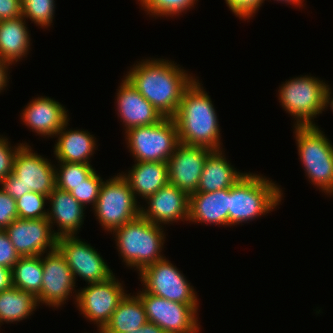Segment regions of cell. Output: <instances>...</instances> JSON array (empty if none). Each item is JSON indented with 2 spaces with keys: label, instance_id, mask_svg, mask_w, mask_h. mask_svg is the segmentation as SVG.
I'll return each mask as SVG.
<instances>
[{
  "label": "cell",
  "instance_id": "6da1fadb",
  "mask_svg": "<svg viewBox=\"0 0 333 333\" xmlns=\"http://www.w3.org/2000/svg\"><path fill=\"white\" fill-rule=\"evenodd\" d=\"M126 73L138 92L167 118L175 116L183 92L195 79L179 64L163 58L138 61Z\"/></svg>",
  "mask_w": 333,
  "mask_h": 333
},
{
  "label": "cell",
  "instance_id": "7a4b0ae2",
  "mask_svg": "<svg viewBox=\"0 0 333 333\" xmlns=\"http://www.w3.org/2000/svg\"><path fill=\"white\" fill-rule=\"evenodd\" d=\"M211 97L198 77L185 89L173 119L177 125L179 142L222 150L221 129ZM222 143V144H221Z\"/></svg>",
  "mask_w": 333,
  "mask_h": 333
},
{
  "label": "cell",
  "instance_id": "3957f363",
  "mask_svg": "<svg viewBox=\"0 0 333 333\" xmlns=\"http://www.w3.org/2000/svg\"><path fill=\"white\" fill-rule=\"evenodd\" d=\"M283 190L270 178L252 172L229 188V227L271 213L283 200Z\"/></svg>",
  "mask_w": 333,
  "mask_h": 333
},
{
  "label": "cell",
  "instance_id": "277c9868",
  "mask_svg": "<svg viewBox=\"0 0 333 333\" xmlns=\"http://www.w3.org/2000/svg\"><path fill=\"white\" fill-rule=\"evenodd\" d=\"M111 234L122 262L128 268H135L137 273L166 257L162 253L166 239L164 227L148 221L141 214Z\"/></svg>",
  "mask_w": 333,
  "mask_h": 333
},
{
  "label": "cell",
  "instance_id": "5b68a950",
  "mask_svg": "<svg viewBox=\"0 0 333 333\" xmlns=\"http://www.w3.org/2000/svg\"><path fill=\"white\" fill-rule=\"evenodd\" d=\"M299 160L309 182L333 196V144L317 125L294 126Z\"/></svg>",
  "mask_w": 333,
  "mask_h": 333
},
{
  "label": "cell",
  "instance_id": "8992f818",
  "mask_svg": "<svg viewBox=\"0 0 333 333\" xmlns=\"http://www.w3.org/2000/svg\"><path fill=\"white\" fill-rule=\"evenodd\" d=\"M35 153L29 144L17 151L12 173L0 182V187L15 200L27 192L49 196L56 188L55 164Z\"/></svg>",
  "mask_w": 333,
  "mask_h": 333
},
{
  "label": "cell",
  "instance_id": "52a82bcc",
  "mask_svg": "<svg viewBox=\"0 0 333 333\" xmlns=\"http://www.w3.org/2000/svg\"><path fill=\"white\" fill-rule=\"evenodd\" d=\"M328 86L326 81L311 75L293 77L281 84L278 100L294 119V126L316 125L314 119L325 111Z\"/></svg>",
  "mask_w": 333,
  "mask_h": 333
},
{
  "label": "cell",
  "instance_id": "ba28073f",
  "mask_svg": "<svg viewBox=\"0 0 333 333\" xmlns=\"http://www.w3.org/2000/svg\"><path fill=\"white\" fill-rule=\"evenodd\" d=\"M118 174L103 180L92 208L101 228L109 233L140 215V202L135 199L127 180Z\"/></svg>",
  "mask_w": 333,
  "mask_h": 333
},
{
  "label": "cell",
  "instance_id": "9c48e42d",
  "mask_svg": "<svg viewBox=\"0 0 333 333\" xmlns=\"http://www.w3.org/2000/svg\"><path fill=\"white\" fill-rule=\"evenodd\" d=\"M124 134L135 162L167 163L180 143L176 122L167 117L156 124L130 128Z\"/></svg>",
  "mask_w": 333,
  "mask_h": 333
},
{
  "label": "cell",
  "instance_id": "30bf717a",
  "mask_svg": "<svg viewBox=\"0 0 333 333\" xmlns=\"http://www.w3.org/2000/svg\"><path fill=\"white\" fill-rule=\"evenodd\" d=\"M140 281L146 293L183 304H199L193 285L168 258L145 267L140 273Z\"/></svg>",
  "mask_w": 333,
  "mask_h": 333
},
{
  "label": "cell",
  "instance_id": "8fae6325",
  "mask_svg": "<svg viewBox=\"0 0 333 333\" xmlns=\"http://www.w3.org/2000/svg\"><path fill=\"white\" fill-rule=\"evenodd\" d=\"M136 294L144 305L148 322L155 323L165 333H200L199 304L169 301L143 289Z\"/></svg>",
  "mask_w": 333,
  "mask_h": 333
},
{
  "label": "cell",
  "instance_id": "7c38bea8",
  "mask_svg": "<svg viewBox=\"0 0 333 333\" xmlns=\"http://www.w3.org/2000/svg\"><path fill=\"white\" fill-rule=\"evenodd\" d=\"M123 283L113 275L104 282L91 283L77 289L76 308L100 332L110 321L112 313L127 294Z\"/></svg>",
  "mask_w": 333,
  "mask_h": 333
},
{
  "label": "cell",
  "instance_id": "4fadbf2b",
  "mask_svg": "<svg viewBox=\"0 0 333 333\" xmlns=\"http://www.w3.org/2000/svg\"><path fill=\"white\" fill-rule=\"evenodd\" d=\"M41 262L43 277L41 292L36 297L38 305L45 304L49 308L59 309L71 296L75 299H73L75 303L77 298L76 282L60 250L55 248L42 254Z\"/></svg>",
  "mask_w": 333,
  "mask_h": 333
},
{
  "label": "cell",
  "instance_id": "5bb4252c",
  "mask_svg": "<svg viewBox=\"0 0 333 333\" xmlns=\"http://www.w3.org/2000/svg\"><path fill=\"white\" fill-rule=\"evenodd\" d=\"M57 248L64 255L75 282L78 276L91 284L104 282L114 275L95 247L82 241L77 235L59 237Z\"/></svg>",
  "mask_w": 333,
  "mask_h": 333
},
{
  "label": "cell",
  "instance_id": "9a60e30c",
  "mask_svg": "<svg viewBox=\"0 0 333 333\" xmlns=\"http://www.w3.org/2000/svg\"><path fill=\"white\" fill-rule=\"evenodd\" d=\"M5 231L20 257L41 256L57 248L58 237L47 218H16Z\"/></svg>",
  "mask_w": 333,
  "mask_h": 333
},
{
  "label": "cell",
  "instance_id": "2e32d148",
  "mask_svg": "<svg viewBox=\"0 0 333 333\" xmlns=\"http://www.w3.org/2000/svg\"><path fill=\"white\" fill-rule=\"evenodd\" d=\"M212 151L204 146L179 143L167 161L169 184L189 195L196 192L205 160Z\"/></svg>",
  "mask_w": 333,
  "mask_h": 333
},
{
  "label": "cell",
  "instance_id": "e0dca14e",
  "mask_svg": "<svg viewBox=\"0 0 333 333\" xmlns=\"http://www.w3.org/2000/svg\"><path fill=\"white\" fill-rule=\"evenodd\" d=\"M145 203L140 207V214L154 224L166 227V224L189 219L190 195L169 183L149 196Z\"/></svg>",
  "mask_w": 333,
  "mask_h": 333
},
{
  "label": "cell",
  "instance_id": "ac0fdd59",
  "mask_svg": "<svg viewBox=\"0 0 333 333\" xmlns=\"http://www.w3.org/2000/svg\"><path fill=\"white\" fill-rule=\"evenodd\" d=\"M123 77L116 89L118 93H116L115 106L124 131L160 122L164 116L138 92L125 76Z\"/></svg>",
  "mask_w": 333,
  "mask_h": 333
},
{
  "label": "cell",
  "instance_id": "d6986e66",
  "mask_svg": "<svg viewBox=\"0 0 333 333\" xmlns=\"http://www.w3.org/2000/svg\"><path fill=\"white\" fill-rule=\"evenodd\" d=\"M25 106L20 113L21 121L43 138L55 137L62 127L70 122L68 110L51 97L38 95Z\"/></svg>",
  "mask_w": 333,
  "mask_h": 333
},
{
  "label": "cell",
  "instance_id": "ffe728a7",
  "mask_svg": "<svg viewBox=\"0 0 333 333\" xmlns=\"http://www.w3.org/2000/svg\"><path fill=\"white\" fill-rule=\"evenodd\" d=\"M48 201L51 208H48L47 219L54 234L58 238L79 234L84 224L86 208L70 192L57 187L49 194ZM54 225L57 226V231L53 229Z\"/></svg>",
  "mask_w": 333,
  "mask_h": 333
},
{
  "label": "cell",
  "instance_id": "44dd1931",
  "mask_svg": "<svg viewBox=\"0 0 333 333\" xmlns=\"http://www.w3.org/2000/svg\"><path fill=\"white\" fill-rule=\"evenodd\" d=\"M189 223L229 226V188L190 194Z\"/></svg>",
  "mask_w": 333,
  "mask_h": 333
},
{
  "label": "cell",
  "instance_id": "7402d4cb",
  "mask_svg": "<svg viewBox=\"0 0 333 333\" xmlns=\"http://www.w3.org/2000/svg\"><path fill=\"white\" fill-rule=\"evenodd\" d=\"M68 125L67 122L55 135L58 139L55 140L53 154L57 162L90 164V159L98 147L95 136L84 129L75 130L72 128L68 130Z\"/></svg>",
  "mask_w": 333,
  "mask_h": 333
},
{
  "label": "cell",
  "instance_id": "603a6c76",
  "mask_svg": "<svg viewBox=\"0 0 333 333\" xmlns=\"http://www.w3.org/2000/svg\"><path fill=\"white\" fill-rule=\"evenodd\" d=\"M128 172H121L127 180L135 199L144 201L169 183L166 162H134ZM125 173V174H124Z\"/></svg>",
  "mask_w": 333,
  "mask_h": 333
},
{
  "label": "cell",
  "instance_id": "cb8c5ba5",
  "mask_svg": "<svg viewBox=\"0 0 333 333\" xmlns=\"http://www.w3.org/2000/svg\"><path fill=\"white\" fill-rule=\"evenodd\" d=\"M225 151L213 150L205 160L197 191L208 193L232 187L246 173L237 171L227 160Z\"/></svg>",
  "mask_w": 333,
  "mask_h": 333
},
{
  "label": "cell",
  "instance_id": "d4e9b609",
  "mask_svg": "<svg viewBox=\"0 0 333 333\" xmlns=\"http://www.w3.org/2000/svg\"><path fill=\"white\" fill-rule=\"evenodd\" d=\"M26 21L22 15L0 20V57L14 66L27 57L31 49V34Z\"/></svg>",
  "mask_w": 333,
  "mask_h": 333
},
{
  "label": "cell",
  "instance_id": "484cf974",
  "mask_svg": "<svg viewBox=\"0 0 333 333\" xmlns=\"http://www.w3.org/2000/svg\"><path fill=\"white\" fill-rule=\"evenodd\" d=\"M148 322L139 296L127 293L100 333H129Z\"/></svg>",
  "mask_w": 333,
  "mask_h": 333
},
{
  "label": "cell",
  "instance_id": "4316f807",
  "mask_svg": "<svg viewBox=\"0 0 333 333\" xmlns=\"http://www.w3.org/2000/svg\"><path fill=\"white\" fill-rule=\"evenodd\" d=\"M36 297L28 291L16 287L0 292V325L18 323L31 316L37 309Z\"/></svg>",
  "mask_w": 333,
  "mask_h": 333
},
{
  "label": "cell",
  "instance_id": "83f0119b",
  "mask_svg": "<svg viewBox=\"0 0 333 333\" xmlns=\"http://www.w3.org/2000/svg\"><path fill=\"white\" fill-rule=\"evenodd\" d=\"M43 267L41 256L20 257L12 268V284L37 297L42 288Z\"/></svg>",
  "mask_w": 333,
  "mask_h": 333
},
{
  "label": "cell",
  "instance_id": "f1b7e54d",
  "mask_svg": "<svg viewBox=\"0 0 333 333\" xmlns=\"http://www.w3.org/2000/svg\"><path fill=\"white\" fill-rule=\"evenodd\" d=\"M56 166H59L58 168ZM56 187L70 192L75 186H78L95 171L91 164L58 162L55 165Z\"/></svg>",
  "mask_w": 333,
  "mask_h": 333
},
{
  "label": "cell",
  "instance_id": "f546056e",
  "mask_svg": "<svg viewBox=\"0 0 333 333\" xmlns=\"http://www.w3.org/2000/svg\"><path fill=\"white\" fill-rule=\"evenodd\" d=\"M142 10L152 17H174L194 8L198 0H137Z\"/></svg>",
  "mask_w": 333,
  "mask_h": 333
},
{
  "label": "cell",
  "instance_id": "4dcf8cb0",
  "mask_svg": "<svg viewBox=\"0 0 333 333\" xmlns=\"http://www.w3.org/2000/svg\"><path fill=\"white\" fill-rule=\"evenodd\" d=\"M55 0H22V16L40 28L53 26Z\"/></svg>",
  "mask_w": 333,
  "mask_h": 333
},
{
  "label": "cell",
  "instance_id": "1f68e13d",
  "mask_svg": "<svg viewBox=\"0 0 333 333\" xmlns=\"http://www.w3.org/2000/svg\"><path fill=\"white\" fill-rule=\"evenodd\" d=\"M48 196L36 192H27L16 200L18 218L40 219L47 218L48 209L45 210V203Z\"/></svg>",
  "mask_w": 333,
  "mask_h": 333
},
{
  "label": "cell",
  "instance_id": "d6a6232c",
  "mask_svg": "<svg viewBox=\"0 0 333 333\" xmlns=\"http://www.w3.org/2000/svg\"><path fill=\"white\" fill-rule=\"evenodd\" d=\"M102 183L103 178L94 171L84 183L75 186L70 193L85 208L88 205L93 208L97 202Z\"/></svg>",
  "mask_w": 333,
  "mask_h": 333
},
{
  "label": "cell",
  "instance_id": "836d02e7",
  "mask_svg": "<svg viewBox=\"0 0 333 333\" xmlns=\"http://www.w3.org/2000/svg\"><path fill=\"white\" fill-rule=\"evenodd\" d=\"M23 144L28 143H18L12 146L7 136L0 135V182L12 173L15 156Z\"/></svg>",
  "mask_w": 333,
  "mask_h": 333
},
{
  "label": "cell",
  "instance_id": "e575fe53",
  "mask_svg": "<svg viewBox=\"0 0 333 333\" xmlns=\"http://www.w3.org/2000/svg\"><path fill=\"white\" fill-rule=\"evenodd\" d=\"M265 0H225L229 10L244 21L256 15Z\"/></svg>",
  "mask_w": 333,
  "mask_h": 333
},
{
  "label": "cell",
  "instance_id": "d590c367",
  "mask_svg": "<svg viewBox=\"0 0 333 333\" xmlns=\"http://www.w3.org/2000/svg\"><path fill=\"white\" fill-rule=\"evenodd\" d=\"M16 218V200L0 187V230H5Z\"/></svg>",
  "mask_w": 333,
  "mask_h": 333
},
{
  "label": "cell",
  "instance_id": "8d00e7d4",
  "mask_svg": "<svg viewBox=\"0 0 333 333\" xmlns=\"http://www.w3.org/2000/svg\"><path fill=\"white\" fill-rule=\"evenodd\" d=\"M20 255L5 230H0V265L12 269Z\"/></svg>",
  "mask_w": 333,
  "mask_h": 333
},
{
  "label": "cell",
  "instance_id": "74e56055",
  "mask_svg": "<svg viewBox=\"0 0 333 333\" xmlns=\"http://www.w3.org/2000/svg\"><path fill=\"white\" fill-rule=\"evenodd\" d=\"M22 15V0H0V20L17 18Z\"/></svg>",
  "mask_w": 333,
  "mask_h": 333
},
{
  "label": "cell",
  "instance_id": "f35d334b",
  "mask_svg": "<svg viewBox=\"0 0 333 333\" xmlns=\"http://www.w3.org/2000/svg\"><path fill=\"white\" fill-rule=\"evenodd\" d=\"M10 65L12 66L10 62L0 57V93L6 90V87L10 81V78H8L10 74Z\"/></svg>",
  "mask_w": 333,
  "mask_h": 333
},
{
  "label": "cell",
  "instance_id": "ab89813d",
  "mask_svg": "<svg viewBox=\"0 0 333 333\" xmlns=\"http://www.w3.org/2000/svg\"><path fill=\"white\" fill-rule=\"evenodd\" d=\"M12 286V269L0 265V292Z\"/></svg>",
  "mask_w": 333,
  "mask_h": 333
},
{
  "label": "cell",
  "instance_id": "60d3db41",
  "mask_svg": "<svg viewBox=\"0 0 333 333\" xmlns=\"http://www.w3.org/2000/svg\"><path fill=\"white\" fill-rule=\"evenodd\" d=\"M129 333H165V332L155 323L147 322L140 328L135 329Z\"/></svg>",
  "mask_w": 333,
  "mask_h": 333
},
{
  "label": "cell",
  "instance_id": "b9f144b4",
  "mask_svg": "<svg viewBox=\"0 0 333 333\" xmlns=\"http://www.w3.org/2000/svg\"><path fill=\"white\" fill-rule=\"evenodd\" d=\"M332 88H330V85L328 86L325 94V104H324V109H328L330 107V110L333 112V93H332Z\"/></svg>",
  "mask_w": 333,
  "mask_h": 333
},
{
  "label": "cell",
  "instance_id": "7bdbcfd3",
  "mask_svg": "<svg viewBox=\"0 0 333 333\" xmlns=\"http://www.w3.org/2000/svg\"><path fill=\"white\" fill-rule=\"evenodd\" d=\"M273 1H277V2H282V3H287L286 5H293L294 7L295 6H299V8L300 7H304L303 5V2L305 1V0H273Z\"/></svg>",
  "mask_w": 333,
  "mask_h": 333
}]
</instances>
